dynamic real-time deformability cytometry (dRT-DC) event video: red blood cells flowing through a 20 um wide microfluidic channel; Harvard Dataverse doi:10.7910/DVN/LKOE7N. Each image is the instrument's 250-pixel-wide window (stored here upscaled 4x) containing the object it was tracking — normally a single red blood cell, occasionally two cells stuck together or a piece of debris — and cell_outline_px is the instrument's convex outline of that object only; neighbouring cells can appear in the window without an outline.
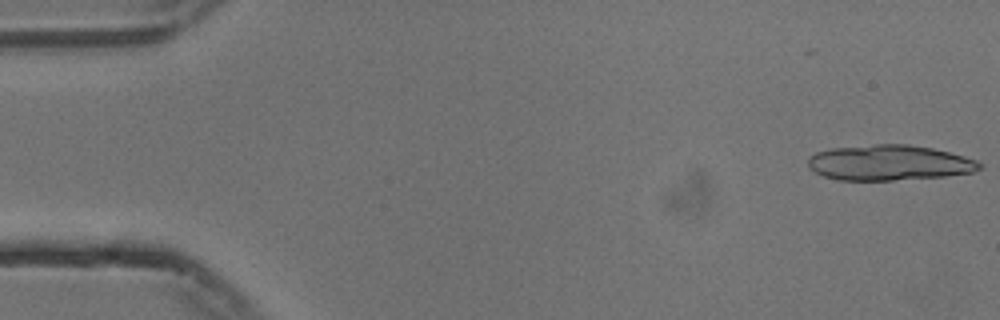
{"species": "common noctule bat (a hibernating species)", "species_latin": "Nyctalus noctula", "temperature_condition": "cold", "stored_images_in_passage": 10, "camera_frame_rate_fps": 3000, "um_per_image_px": 0.085, "animal": {"sex": "male", "body_mass_g": 13.3}, "frame": {"image": 1, "passage_image": 1, "time_ms": 0.0, "image_size_px": [1000, 320], "cell_outline_px": [[984, 164], [980, 168], [972, 172], [948, 176], [892, 180], [840, 180], [824, 176], [808, 168], [808, 156], [816, 152], [832, 148], [876, 144], [908, 144], [932, 148], [964, 156], [976, 160]], "centroid_in_image_um": [75.58, 13.83], "position_along_channel_um": 9.4, "area_um2": 35.43}}